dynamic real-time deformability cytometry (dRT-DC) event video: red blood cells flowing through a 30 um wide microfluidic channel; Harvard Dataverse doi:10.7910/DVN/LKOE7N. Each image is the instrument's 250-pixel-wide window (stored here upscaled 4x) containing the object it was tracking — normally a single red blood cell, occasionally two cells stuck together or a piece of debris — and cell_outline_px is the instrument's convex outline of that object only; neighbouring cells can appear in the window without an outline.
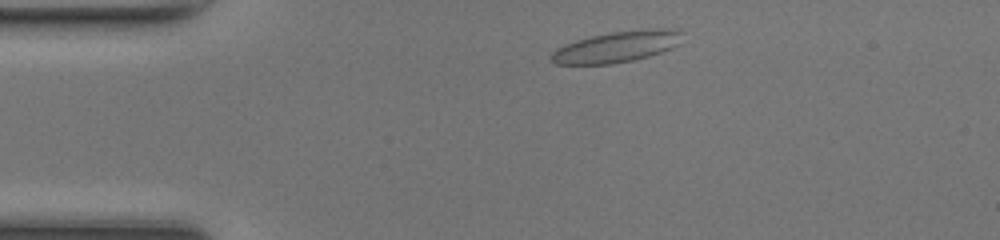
{"species": "common noctule bat (a hibernating species)", "species_latin": "Nyctalus noctula", "temperature_condition": "room temperature", "stored_images_in_passage": 42, "camera_frame_rate_fps": 3000, "um_per_image_px": 0.085, "animal": {"sex": "female", "body_mass_g": 17.0, "forearm_length_mm": 48.0}, "frame": {"image": 1, "passage_image": 3, "time_ms": 0.667, "image_size_px": [1000, 240], "cell_outline_px": [[684, 32], [680, 44], [672, 48], [648, 56], [632, 60], [612, 64], [556, 64], [552, 60], [552, 52], [556, 48], [564, 44], [576, 40], [592, 36], [612, 32], [656, 28], [676, 28]], "centroid_in_image_um": [52.49, 3.96], "position_along_channel_um": 32.5, "area_um2": 23.76}}
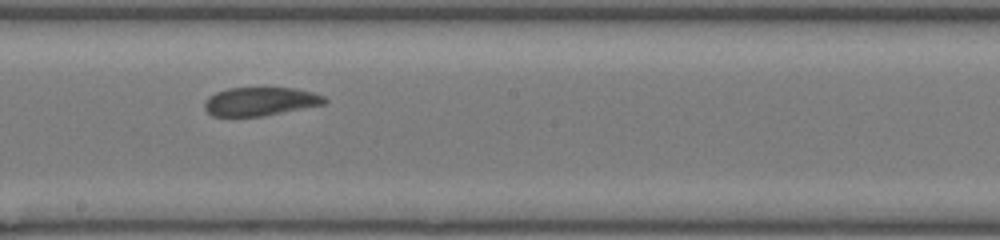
{"frame": {"image": 2, "passage_image": 20, "time_ms": 6.333, "image_size_px": [1000, 240], "cell_outline_px": [[328, 100], [324, 104], [264, 116], [212, 116], [204, 108], [204, 100], [208, 96], [216, 92], [228, 88], [296, 88], [312, 92], [324, 96]], "centroid_in_image_um": [22.1, 8.62], "position_along_channel_um": 226.1, "area_um2": 20.0}}
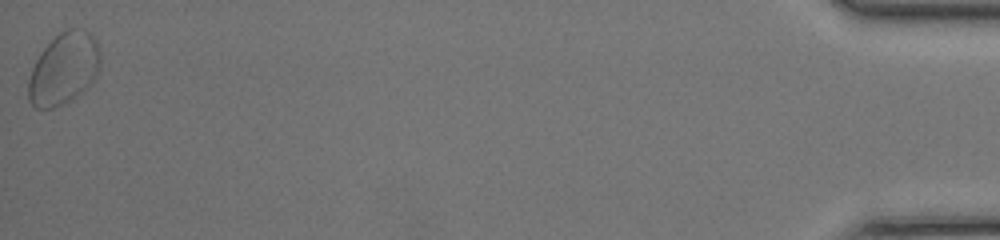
{"frame": {"image": 3, "passage_image": 42, "time_ms": 13.667, "image_size_px": [1000, 240], "cell_outline_px": [[100, 64], [96, 76], [76, 96], [52, 108], [36, 108], [28, 100], [28, 80], [32, 68], [36, 60], [44, 48], [64, 28], [84, 28], [96, 40], [100, 52]], "centroid_in_image_um": [5.42, 5.81], "position_along_channel_um": 429.8, "area_um2": 29.71}, "authors_computed_cell_mechanics": {"area_um2": 21.1837, "velocity_mm_per_s": 4.2232, "shape_relaxation_time_tau1_ms": null, "shape_relaxation_time_tau2_ms": 3.0097, "deformation_change_tau1": null, "deformation_change_tau2": 0.0949}}